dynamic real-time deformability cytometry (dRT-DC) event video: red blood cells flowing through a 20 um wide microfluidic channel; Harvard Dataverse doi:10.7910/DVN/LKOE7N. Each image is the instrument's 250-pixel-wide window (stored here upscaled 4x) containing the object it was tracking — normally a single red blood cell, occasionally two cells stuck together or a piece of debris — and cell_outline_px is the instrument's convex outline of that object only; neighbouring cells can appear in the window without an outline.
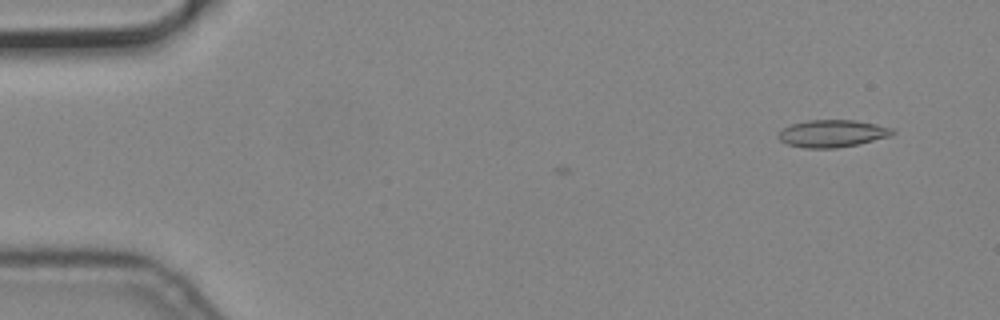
{"species": "common noctule bat (a hibernating species)", "species_latin": "Nyctalus noctula", "temperature_condition": "cold", "stored_images_in_passage": 3, "camera_frame_rate_fps": 3000, "um_per_image_px": 0.085, "animal": {"sex": "male", "body_mass_g": 19.2, "forearm_length_mm": 51.8}, "frame": {"image": 1, "passage_image": 1, "time_ms": 0.0, "image_size_px": [1000, 320], "cell_outline_px": [[896, 132], [892, 136], [856, 144], [836, 148], [804, 148], [788, 144], [780, 140], [780, 132], [784, 128], [792, 124], [808, 120], [856, 120], [876, 124], [892, 128]], "centroid_in_image_um": [70.79, 11.34], "position_along_channel_um": 14.2, "area_um2": 17.98}}